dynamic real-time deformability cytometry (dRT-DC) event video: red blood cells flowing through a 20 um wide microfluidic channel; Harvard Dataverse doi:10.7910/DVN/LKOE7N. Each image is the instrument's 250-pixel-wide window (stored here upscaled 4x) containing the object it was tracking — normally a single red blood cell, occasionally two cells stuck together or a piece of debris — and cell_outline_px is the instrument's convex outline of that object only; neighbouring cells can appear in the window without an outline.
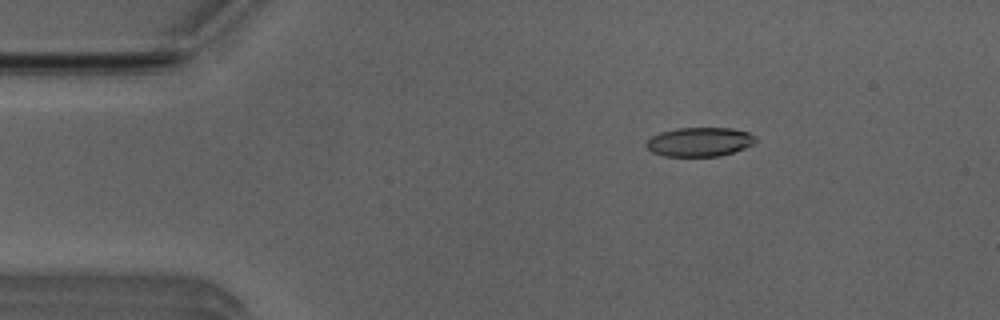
{"species": "Egyptian fruit bat (a non-hibernating species)", "species_latin": "Rousettus aegyptiacus", "temperature_condition": "room temperature", "stored_images_in_passage": 5, "camera_frame_rate_fps": 3000, "um_per_image_px": 0.085, "animal": {"sex": "male"}, "frame": {"image": 1, "passage_image": 3, "time_ms": 2.333, "image_size_px": [1000, 320], "cell_outline_px": [[756, 140], [752, 144], [744, 148], [720, 156], [664, 156], [652, 152], [644, 144], [652, 136], [660, 132], [676, 128], [732, 128], [748, 132], [756, 136]], "centroid_in_image_um": [59.45, 12.05], "position_along_channel_um": 25.6, "area_um2": 18.5}}